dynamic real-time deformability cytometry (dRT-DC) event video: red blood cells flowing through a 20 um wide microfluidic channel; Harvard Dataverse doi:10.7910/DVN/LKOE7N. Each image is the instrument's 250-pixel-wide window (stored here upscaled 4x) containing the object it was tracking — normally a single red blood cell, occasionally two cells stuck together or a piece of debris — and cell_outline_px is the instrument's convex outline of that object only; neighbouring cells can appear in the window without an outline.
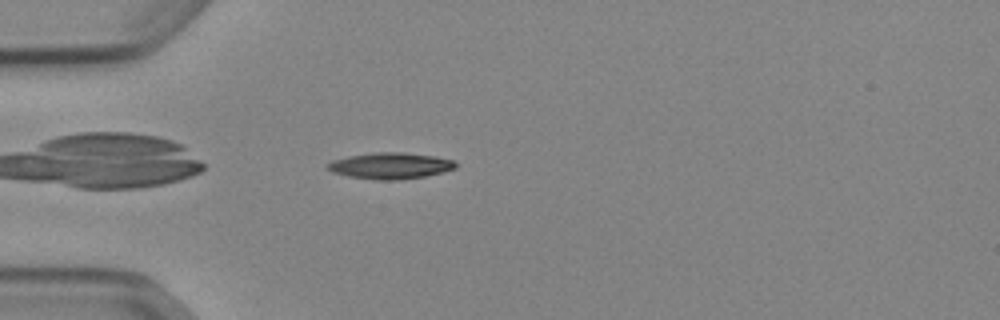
{"species": "Egyptian fruit bat (a non-hibernating species)", "species_latin": "Rousettus aegyptiacus", "temperature_condition": "cold", "stored_images_in_passage": 39, "camera_frame_rate_fps": 3000, "um_per_image_px": 0.085, "animal": {"sex": "female"}, "frame": {"image": 1, "passage_image": 2, "time_ms": 0.333, "image_size_px": [1000, 320], "cell_outline_px": [[456, 168], [424, 176], [396, 180], [376, 180], [348, 176], [332, 172], [324, 168], [324, 164], [332, 160], [348, 156], [372, 152], [404, 152], [436, 156], [452, 160], [456, 164]], "centroid_in_image_um": [33.09, 14.08], "position_along_channel_um": 51.9, "area_um2": 19.71}}
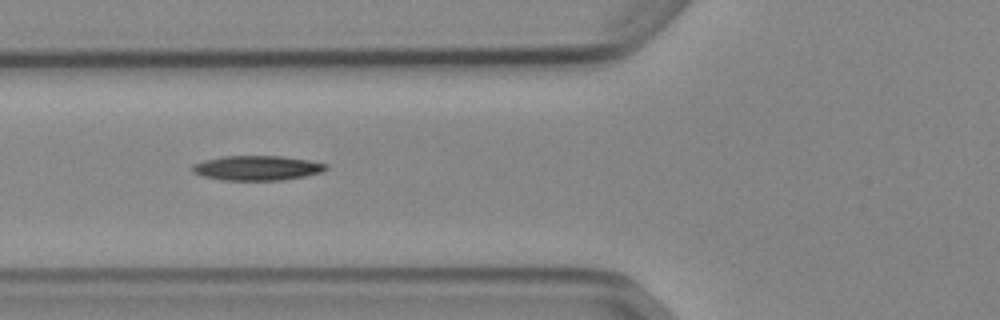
{"frame": {"image": 2, "passage_image": 7, "time_ms": 2.0, "image_size_px": [1000, 320], "cell_outline_px": [[328, 168], [320, 172], [304, 176], [280, 180], [220, 180], [200, 176], [192, 172], [192, 164], [204, 160], [224, 156], [284, 156], [308, 160], [328, 164]], "centroid_in_image_um": [21.81, 14.28], "position_along_channel_um": 104.0, "area_um2": 19.31}}
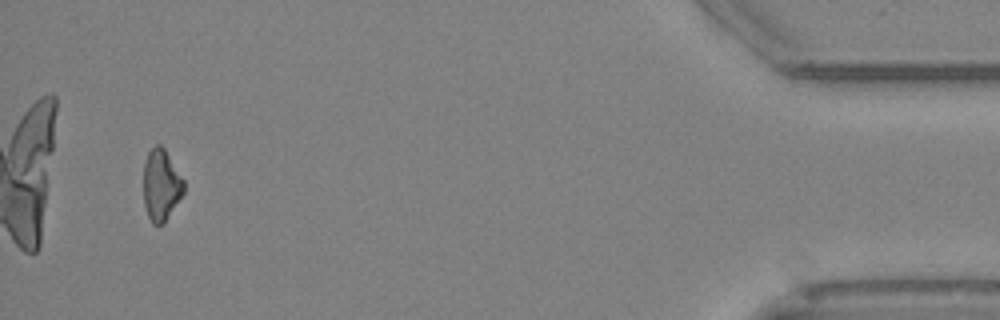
{"frame": {"image": 3, "passage_image": 37, "time_ms": 12.0, "image_size_px": [1000, 320], "cell_outline_px": [[184, 192], [164, 224], [152, 224], [148, 216], [144, 204], [144, 160], [148, 152], [156, 144], [160, 144], [164, 148], [184, 180]], "centroid_in_image_um": [13.69, 15.73], "position_along_channel_um": 421.5, "area_um2": 16.76}, "authors_computed_cell_mechanics": {"area_um2": 18.2648, "velocity_mm_per_s": 3.9081, "shape_relaxation_time_tau1_ms": 7.2666, "shape_relaxation_time_tau2_ms": null, "deformation_change_tau1": 0.1657, "deformation_change_tau2": null}}